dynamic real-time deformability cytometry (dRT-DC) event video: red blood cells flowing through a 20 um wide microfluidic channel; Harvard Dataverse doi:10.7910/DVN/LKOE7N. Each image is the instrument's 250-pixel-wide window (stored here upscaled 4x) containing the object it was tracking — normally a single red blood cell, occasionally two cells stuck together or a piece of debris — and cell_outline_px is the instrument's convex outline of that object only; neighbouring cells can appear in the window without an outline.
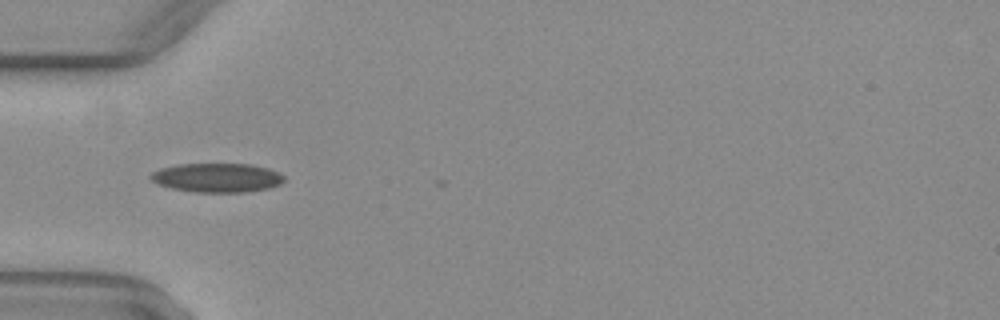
{"species": "common noctule bat (a hibernating species)", "species_latin": "Nyctalus noctula", "temperature_condition": "warm", "stored_images_in_passage": 3, "camera_frame_rate_fps": 3000, "um_per_image_px": 0.085, "animal": {"sex": "female", "body_mass_g": 29.2, "forearm_length_mm": 56.3}, "frame": {"image": 1, "passage_image": 2, "time_ms": 0.333, "image_size_px": [1000, 320], "cell_outline_px": [[284, 180], [280, 184], [268, 188], [244, 192], [196, 192], [172, 188], [160, 184], [152, 180], [148, 176], [152, 172], [160, 168], [176, 164], [252, 164], [268, 168], [280, 172], [284, 176]], "centroid_in_image_um": [18.46, 15.09], "position_along_channel_um": 66.5, "area_um2": 22.6}}